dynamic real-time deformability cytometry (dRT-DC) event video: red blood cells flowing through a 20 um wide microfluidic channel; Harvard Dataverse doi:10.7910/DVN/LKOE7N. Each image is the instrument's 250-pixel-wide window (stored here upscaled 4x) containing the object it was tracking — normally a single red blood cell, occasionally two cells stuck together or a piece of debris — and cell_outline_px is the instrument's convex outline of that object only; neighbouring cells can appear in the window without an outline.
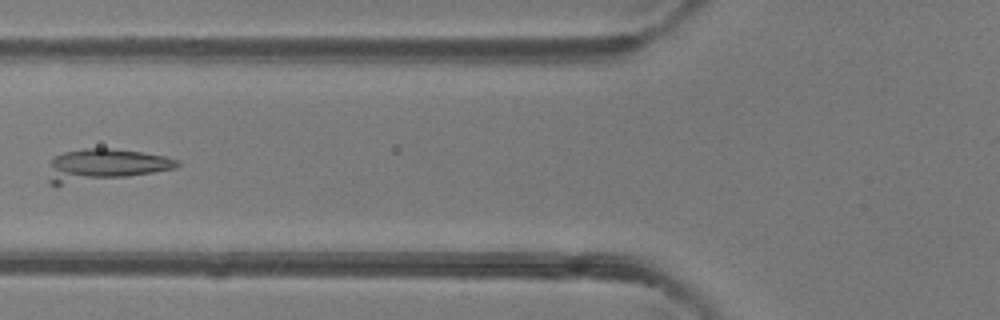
{"species": "common noctule bat (a hibernating species)", "species_latin": "Nyctalus noctula", "temperature_condition": "room temperature", "stored_images_in_passage": 6, "camera_frame_rate_fps": 3000, "um_per_image_px": 0.085, "animal": {"sex": "female"}, "frame": {"image": 1, "passage_image": 5, "time_ms": 4.667, "image_size_px": [1000, 320], "cell_outline_px": [[180, 164], [176, 168], [56, 188], [48, 184], [48, 180], [52, 160], [56, 156], [64, 152], [84, 148], [108, 148], [140, 152], [164, 156], [180, 160]], "centroid_in_image_um": [8.82, 14.07], "position_along_channel_um": 117.0, "area_um2": 24.51}}
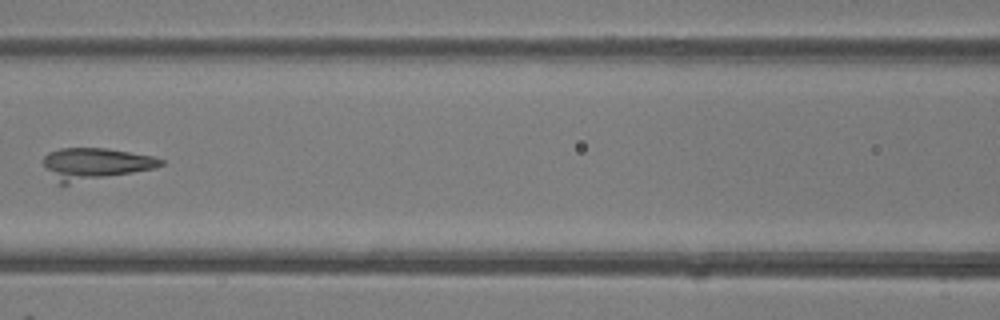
{"frame": {"image": 2, "passage_image": 6, "time_ms": 5.667, "image_size_px": [1000, 320], "cell_outline_px": [[164, 164], [156, 168], [68, 184], [60, 184], [44, 164], [44, 156], [48, 152], [60, 148], [104, 148], [152, 156], [164, 160]], "centroid_in_image_um": [8.11, 13.92], "position_along_channel_um": 158.5, "area_um2": 21.33}}